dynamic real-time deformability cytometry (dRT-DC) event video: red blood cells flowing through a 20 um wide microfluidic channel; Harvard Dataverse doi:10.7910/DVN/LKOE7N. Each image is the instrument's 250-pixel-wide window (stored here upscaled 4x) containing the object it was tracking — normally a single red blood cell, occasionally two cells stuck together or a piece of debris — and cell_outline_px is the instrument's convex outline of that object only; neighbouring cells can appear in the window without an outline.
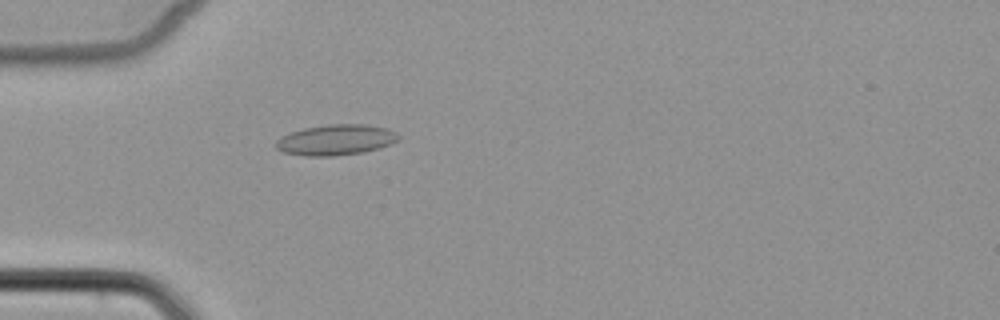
{"species": "common noctule bat (a hibernating species)", "species_latin": "Nyctalus noctula", "temperature_condition": "cold", "stored_images_in_passage": 4, "camera_frame_rate_fps": 3000, "um_per_image_px": 0.085, "animal": {"sex": "female", "body_mass_g": 22.7, "forearm_length_mm": 54.2}, "frame": {"image": 1, "passage_image": 4, "time_ms": 4.667, "image_size_px": [1000, 320], "cell_outline_px": [[400, 136], [396, 140], [380, 148], [364, 152], [332, 156], [304, 156], [284, 152], [276, 148], [276, 140], [280, 136], [304, 128], [328, 124], [364, 124], [388, 128], [396, 132]], "centroid_in_image_um": [28.54, 11.88], "position_along_channel_um": 56.5, "area_um2": 21.85}}